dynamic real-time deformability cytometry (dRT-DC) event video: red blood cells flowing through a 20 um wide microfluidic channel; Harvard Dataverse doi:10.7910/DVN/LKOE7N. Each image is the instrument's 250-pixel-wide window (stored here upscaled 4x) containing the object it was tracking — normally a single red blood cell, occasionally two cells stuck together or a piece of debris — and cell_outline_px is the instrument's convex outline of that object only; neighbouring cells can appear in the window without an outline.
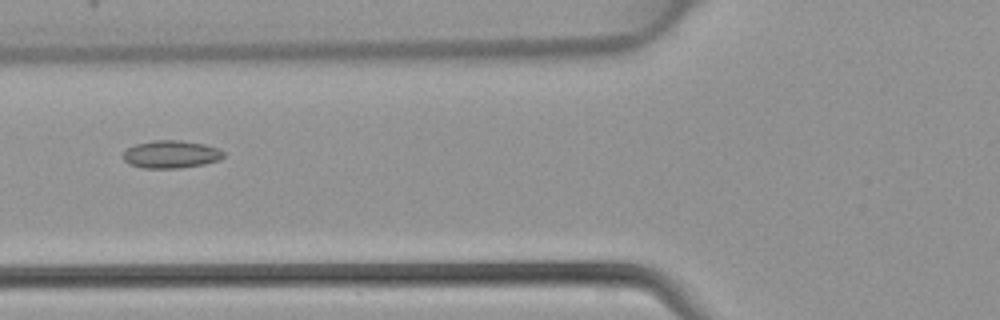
{"species": "common noctule bat (a hibernating species)", "species_latin": "Nyctalus noctula", "temperature_condition": "warm", "stored_images_in_passage": 5, "camera_frame_rate_fps": 3000, "um_per_image_px": 0.085, "animal": {"sex": "female", "body_mass_g": 22.7, "forearm_length_mm": 54.2}, "frame": {"image": 1, "passage_image": 5, "time_ms": 1.333, "image_size_px": [1000, 320], "cell_outline_px": [[224, 156], [220, 160], [204, 164], [180, 168], [144, 168], [128, 164], [124, 160], [124, 152], [128, 148], [136, 144], [152, 140], [180, 140], [204, 144], [216, 148], [224, 152]], "centroid_in_image_um": [14.54, 13.12], "position_along_channel_um": 111.3, "area_um2": 16.18}}